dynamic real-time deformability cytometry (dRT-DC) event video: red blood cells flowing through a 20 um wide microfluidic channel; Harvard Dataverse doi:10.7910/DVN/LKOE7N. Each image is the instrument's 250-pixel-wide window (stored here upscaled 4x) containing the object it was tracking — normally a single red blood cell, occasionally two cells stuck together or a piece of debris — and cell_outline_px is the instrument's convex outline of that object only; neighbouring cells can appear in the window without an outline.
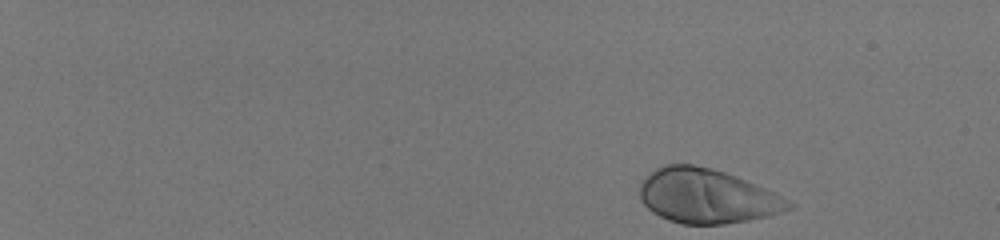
{"species": "human", "species_latin": "Homo sapiens", "temperature_condition": "room temperature", "stored_images_in_passage": 47, "camera_frame_rate_fps": 3000, "um_per_image_px": 0.085, "donor": {"sex": "male"}, "frame": {"image": 1, "passage_image": 1, "time_ms": 0.0, "image_size_px": [1000, 240], "cell_outline_px": [[796, 204], [792, 208], [768, 216], [748, 220], [724, 224], [684, 224], [668, 220], [652, 212], [640, 200], [640, 184], [656, 168], [664, 164], [692, 164], [712, 168], [736, 176], [764, 188]], "centroid_in_image_um": [60.07, 16.67], "position_along_channel_um": 24.9, "area_um2": 46.88}}
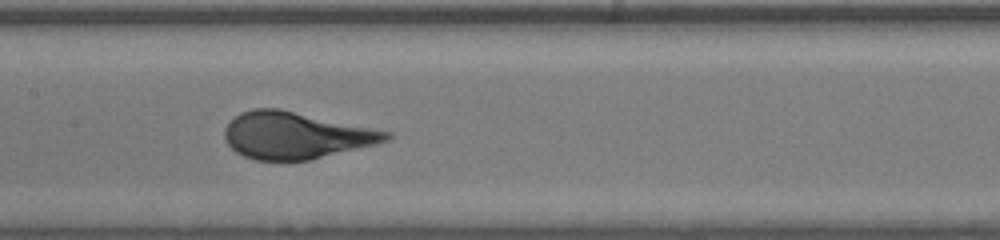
{"frame": {"image": 2, "passage_image": 27, "time_ms": 8.667, "image_size_px": [1000, 240], "cell_outline_px": [[392, 136], [388, 140], [376, 144], [312, 160], [256, 160], [244, 156], [236, 152], [228, 144], [224, 136], [224, 128], [240, 112], [252, 108], [280, 108], [392, 132]], "centroid_in_image_um": [25.14, 11.5], "position_along_channel_um": 182.3, "area_um2": 44.16}}
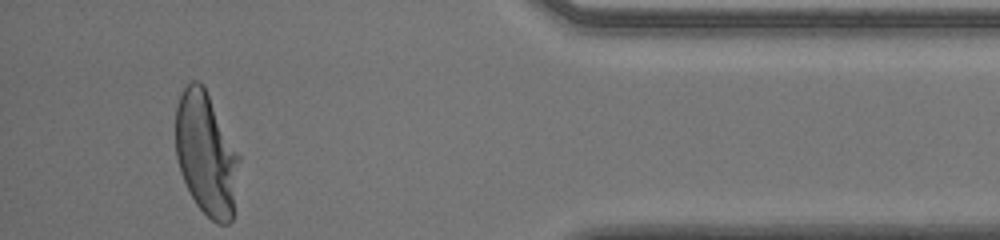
{"frame": {"image": 3, "passage_image": 47, "time_ms": 15.333, "image_size_px": [1000, 240], "cell_outline_px": [[240, 160], [232, 220], [228, 224], [216, 224], [196, 204], [180, 172], [176, 156], [176, 108], [180, 96], [184, 88], [192, 80], [200, 80], [204, 84], [240, 156]], "centroid_in_image_um": [17.53, 13.06], "position_along_channel_um": 417.7, "area_um2": 45.55}, "authors_computed_cell_mechanics": {"area_um2": 44.9106, "velocity_mm_per_s": 3.9636, "shape_relaxation_time_tau1_ms": 3.0044, "shape_relaxation_time_tau2_ms": null, "deformation_change_tau1": 0.1898, "deformation_change_tau2": null}}